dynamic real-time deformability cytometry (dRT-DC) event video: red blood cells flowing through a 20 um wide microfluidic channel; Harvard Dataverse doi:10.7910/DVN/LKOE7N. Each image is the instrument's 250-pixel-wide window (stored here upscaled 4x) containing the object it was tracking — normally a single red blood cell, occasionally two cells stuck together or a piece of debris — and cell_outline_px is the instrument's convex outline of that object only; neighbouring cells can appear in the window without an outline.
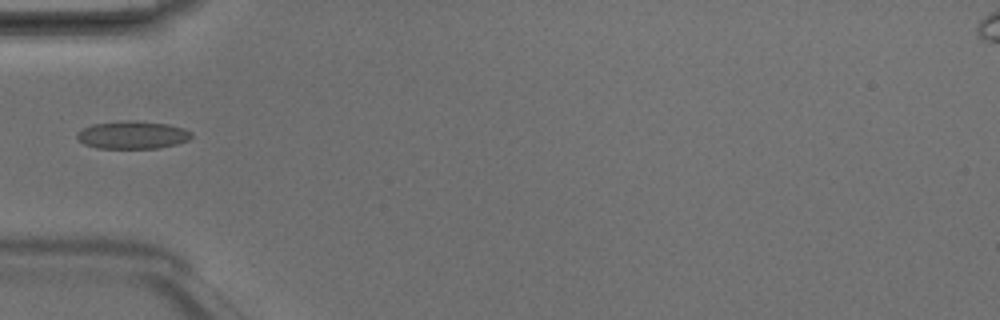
{"species": "Egyptian fruit bat (a non-hibernating species)", "species_latin": "Rousettus aegyptiacus", "temperature_condition": "room temperature", "stored_images_in_passage": 6, "camera_frame_rate_fps": 3000, "um_per_image_px": 0.085, "animal": {"sex": "male"}, "frame": {"image": 1, "passage_image": 5, "time_ms": 1.333, "image_size_px": [1000, 320], "cell_outline_px": [[192, 136], [188, 140], [176, 144], [160, 148], [96, 148], [84, 144], [76, 136], [76, 132], [92, 124], [124, 120], [136, 120], [168, 124], [184, 128], [192, 132]], "centroid_in_image_um": [11.27, 11.46], "position_along_channel_um": 73.7, "area_um2": 18.67}}